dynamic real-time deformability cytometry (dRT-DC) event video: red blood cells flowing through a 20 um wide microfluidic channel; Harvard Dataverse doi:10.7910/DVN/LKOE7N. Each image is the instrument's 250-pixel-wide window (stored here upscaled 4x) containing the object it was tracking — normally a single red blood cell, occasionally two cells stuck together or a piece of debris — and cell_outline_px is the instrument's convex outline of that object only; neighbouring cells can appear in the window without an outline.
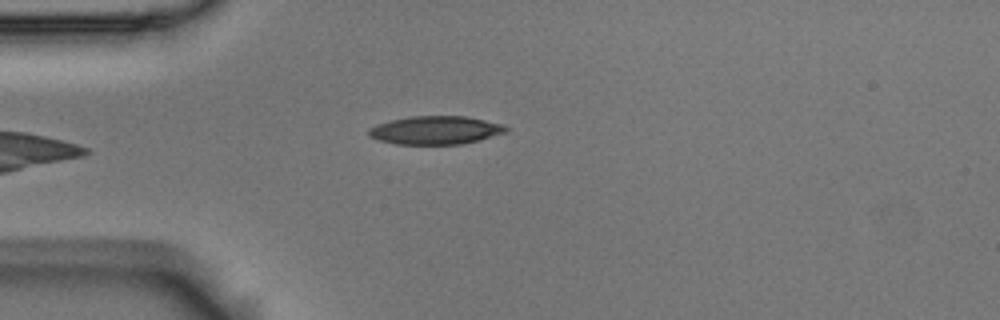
{"species": "Egyptian fruit bat (a non-hibernating species)", "species_latin": "Rousettus aegyptiacus", "temperature_condition": "room temperature", "stored_images_in_passage": 2, "camera_frame_rate_fps": 3000, "um_per_image_px": 0.085, "animal": {"sex": "male"}, "frame": {"image": 1, "passage_image": 2, "time_ms": 0.333, "image_size_px": [1000, 320], "cell_outline_px": [[508, 132], [460, 144], [396, 144], [380, 140], [368, 136], [368, 128], [376, 124], [408, 116], [464, 116], [484, 120], [500, 124], [508, 128]], "centroid_in_image_um": [36.97, 11.06], "position_along_channel_um": 48.0, "area_um2": 22.43}}